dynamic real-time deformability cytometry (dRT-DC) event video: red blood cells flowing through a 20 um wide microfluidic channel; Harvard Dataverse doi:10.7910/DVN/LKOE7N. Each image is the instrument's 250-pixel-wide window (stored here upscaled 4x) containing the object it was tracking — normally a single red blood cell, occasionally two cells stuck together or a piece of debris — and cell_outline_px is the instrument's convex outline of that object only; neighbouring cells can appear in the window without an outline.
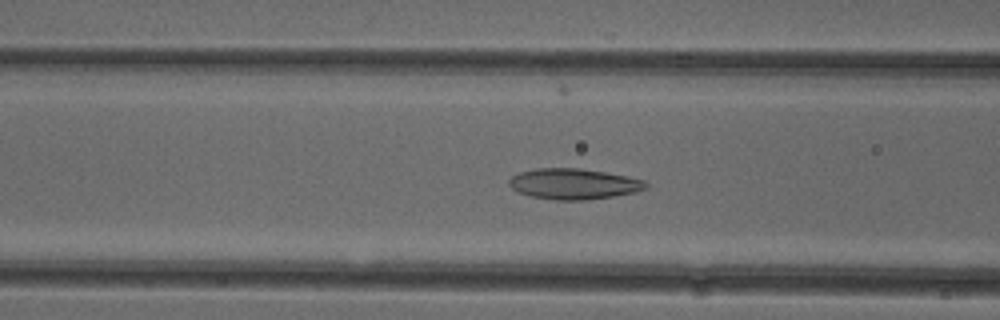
{"species": "common noctule bat (a hibernating species)", "species_latin": "Nyctalus noctula", "temperature_condition": "cold", "stored_images_in_passage": 52, "camera_frame_rate_fps": 3000, "um_per_image_px": 0.085, "animal": {"sex": "female"}, "frame": {"image": 1, "passage_image": 20, "time_ms": 6.333, "image_size_px": [1000, 320], "cell_outline_px": [[648, 188], [636, 192], [612, 196], [584, 200], [556, 200], [532, 196], [520, 192], [512, 188], [508, 184], [508, 180], [512, 176], [520, 172], [536, 168], [580, 168], [628, 176], [644, 180], [648, 184]], "centroid_in_image_um": [48.78, 15.62], "position_along_channel_um": 117.8, "area_um2": 24.39}}
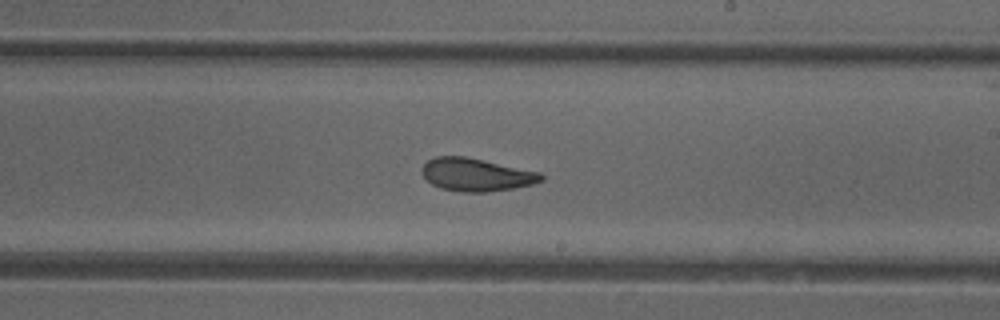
{"frame": {"image": 2, "passage_image": 30, "time_ms": 9.667, "image_size_px": [1000, 320], "cell_outline_px": [[544, 180], [532, 184], [512, 188], [488, 192], [464, 192], [440, 188], [432, 184], [420, 172], [420, 168], [428, 160], [436, 156], [464, 156], [540, 172], [544, 176]], "centroid_in_image_um": [40.46, 14.85], "position_along_channel_um": 248.5, "area_um2": 22.77}}
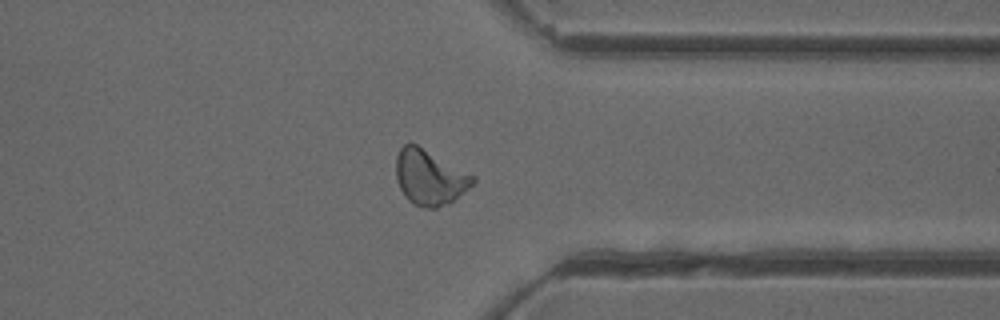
{"frame": {"image": 3, "passage_image": 40, "time_ms": 13.0, "image_size_px": [1000, 320], "cell_outline_px": [[476, 180], [468, 188], [448, 204], [436, 208], [420, 208], [412, 204], [404, 196], [396, 180], [396, 156], [400, 148], [404, 144], [416, 144], [476, 176]], "centroid_in_image_um": [36.5, 15.09], "position_along_channel_um": 374.9, "area_um2": 24.74}, "authors_computed_cell_mechanics": {"area_um2": 24.2471, "velocity_mm_per_s": 3.9177, "shape_relaxation_time_tau1_ms": 9.9857, "shape_relaxation_time_tau2_ms": 1.9043, "deformation_change_tau1": 0.2086, "deformation_change_tau2": 0.0838}}